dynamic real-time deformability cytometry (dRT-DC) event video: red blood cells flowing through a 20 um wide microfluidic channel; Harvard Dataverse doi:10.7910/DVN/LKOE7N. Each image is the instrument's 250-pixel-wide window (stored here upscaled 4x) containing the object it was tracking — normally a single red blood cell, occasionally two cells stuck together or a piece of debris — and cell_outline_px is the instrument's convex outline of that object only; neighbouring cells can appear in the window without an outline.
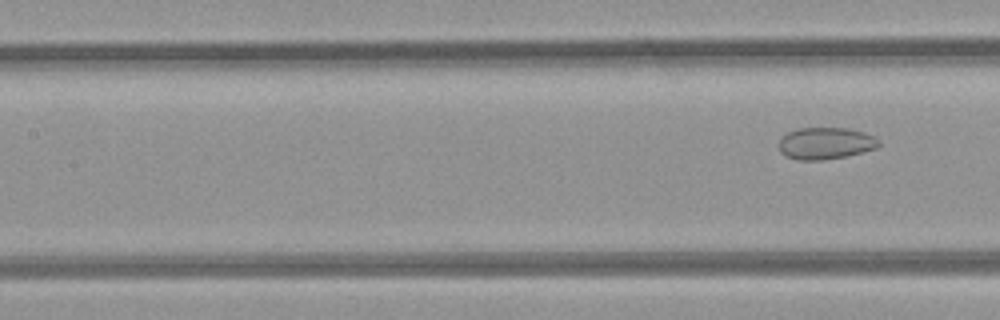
{"species": "common noctule bat (a hibernating species)", "species_latin": "Nyctalus noctula", "temperature_condition": "room temperature", "stored_images_in_passage": 7, "segment_of_instrument_passage": [2, 2], "camera_frame_rate_fps": 3000, "um_per_image_px": 0.085, "animal": {"sex": "female", "body_mass_g": 21.9}, "frame": {"image": 1, "passage_image": 7, "time_ms": 2.0, "image_size_px": [1000, 320], "cell_outline_px": [[880, 144], [876, 148], [848, 156], [824, 160], [796, 160], [784, 156], [780, 152], [776, 144], [788, 132], [796, 128], [848, 128], [864, 132], [880, 140]], "centroid_in_image_um": [70.13, 12.19], "position_along_channel_um": 137.3, "area_um2": 18.84}}